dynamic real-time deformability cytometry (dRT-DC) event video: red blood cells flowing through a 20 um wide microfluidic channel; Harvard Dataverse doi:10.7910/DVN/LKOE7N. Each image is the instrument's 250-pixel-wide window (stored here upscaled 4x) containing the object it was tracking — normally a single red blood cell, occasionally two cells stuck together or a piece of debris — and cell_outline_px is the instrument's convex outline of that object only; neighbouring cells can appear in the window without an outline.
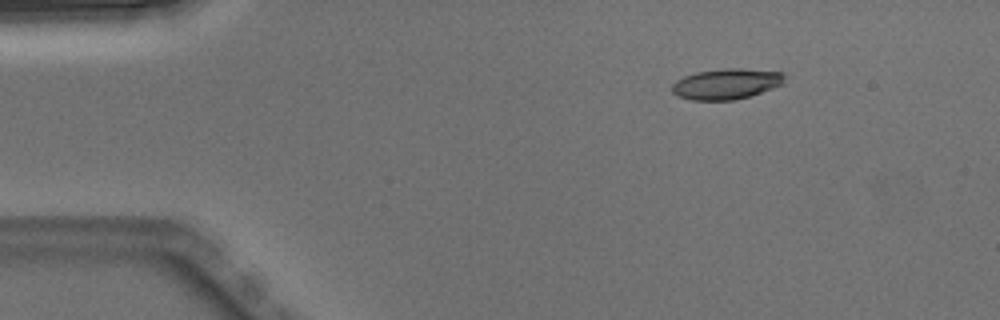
{"species": "Egyptian fruit bat (a non-hibernating species)", "species_latin": "Rousettus aegyptiacus", "temperature_condition": "warm", "stored_images_in_passage": 4, "camera_frame_rate_fps": 3000, "um_per_image_px": 0.085, "animal": {"sex": "male"}, "frame": {"image": 1, "passage_image": 2, "time_ms": 0.333, "image_size_px": [1000, 320], "cell_outline_px": [[784, 84], [748, 96], [732, 100], [692, 100], [680, 96], [672, 92], [672, 84], [676, 80], [684, 76], [696, 72], [724, 68], [740, 68], [784, 72]], "centroid_in_image_um": [61.74, 7.12], "position_along_channel_um": 23.3, "area_um2": 20.0}}